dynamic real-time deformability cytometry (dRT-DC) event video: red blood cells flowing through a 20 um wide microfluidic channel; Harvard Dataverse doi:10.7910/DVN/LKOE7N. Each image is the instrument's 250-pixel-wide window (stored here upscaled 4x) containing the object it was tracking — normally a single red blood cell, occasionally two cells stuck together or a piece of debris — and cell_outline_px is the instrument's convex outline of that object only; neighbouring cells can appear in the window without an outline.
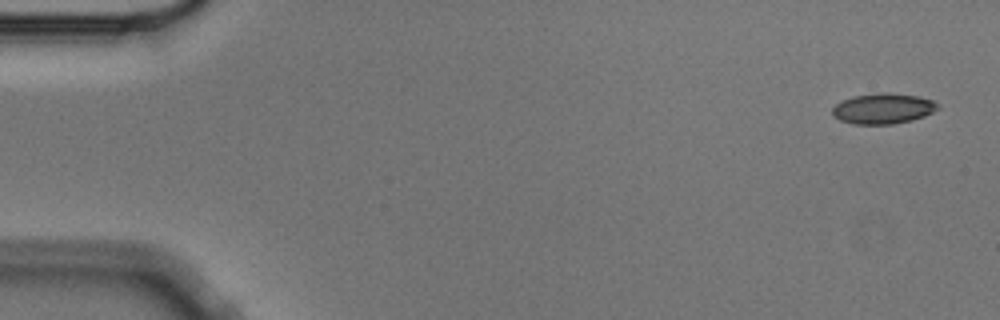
{"species": "Egyptian fruit bat (a non-hibernating species)", "species_latin": "Rousettus aegyptiacus", "temperature_condition": "cold", "stored_images_in_passage": 4, "camera_frame_rate_fps": 3000, "um_per_image_px": 0.085, "animal": {"sex": "male"}, "frame": {"image": 1, "passage_image": 1, "time_ms": 0.0, "image_size_px": [1000, 320], "cell_outline_px": [[940, 108], [924, 116], [912, 120], [892, 124], [852, 124], [840, 120], [832, 116], [832, 108], [840, 100], [852, 96], [884, 92], [888, 92], [916, 96], [932, 100], [940, 104]], "centroid_in_image_um": [75.04, 9.22], "position_along_channel_um": 10.0, "area_um2": 18.9}}
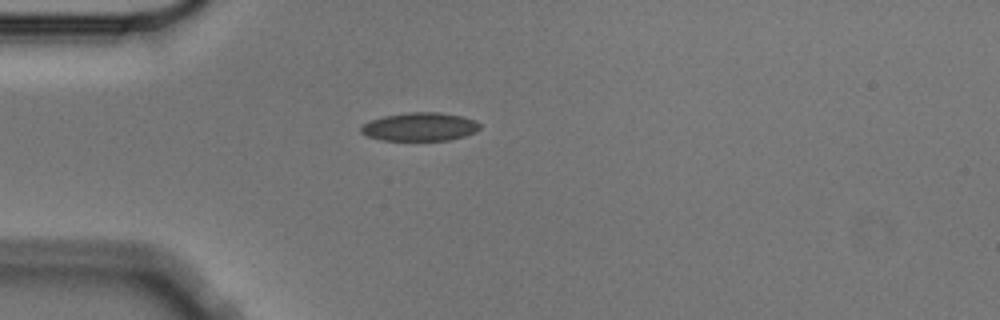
{"frame": {"image": 2, "passage_image": 4, "time_ms": 1.0, "image_size_px": [1000, 320], "cell_outline_px": [[480, 128], [476, 132], [464, 136], [448, 140], [384, 140], [368, 136], [360, 132], [360, 128], [364, 124], [372, 120], [384, 116], [408, 112], [436, 112], [464, 116], [476, 120], [480, 124]], "centroid_in_image_um": [35.73, 10.77], "position_along_channel_um": 49.3, "area_um2": 19.59}}